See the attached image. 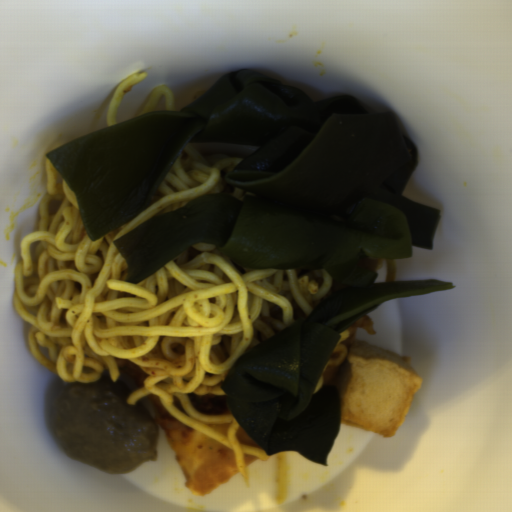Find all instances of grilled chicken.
<instances>
[{"instance_id": "277b20a1", "label": "grilled chicken", "mask_w": 512, "mask_h": 512, "mask_svg": "<svg viewBox=\"0 0 512 512\" xmlns=\"http://www.w3.org/2000/svg\"><path fill=\"white\" fill-rule=\"evenodd\" d=\"M191 407L200 415L218 416L232 413L228 407L226 395H187Z\"/></svg>"}]
</instances>
